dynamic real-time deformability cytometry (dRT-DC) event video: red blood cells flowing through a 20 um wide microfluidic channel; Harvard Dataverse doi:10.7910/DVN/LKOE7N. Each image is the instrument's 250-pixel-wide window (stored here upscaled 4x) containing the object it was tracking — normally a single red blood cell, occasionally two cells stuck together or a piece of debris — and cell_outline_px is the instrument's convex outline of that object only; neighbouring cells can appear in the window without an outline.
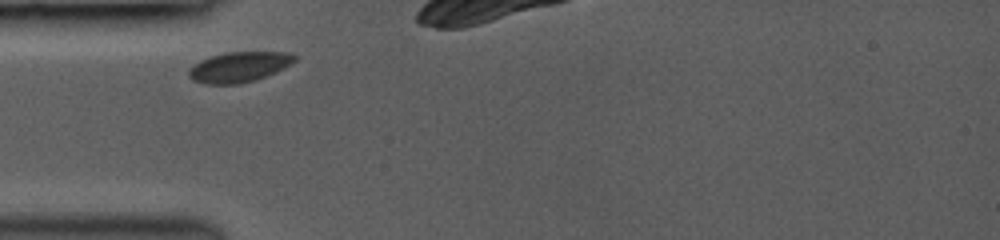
{"species": "common noctule bat (a hibernating species)", "species_latin": "Nyctalus noctula", "temperature_condition": "room temperature", "stored_images_in_passage": 7, "camera_frame_rate_fps": 3000, "um_per_image_px": 0.085, "animal": {"sex": "female", "body_mass_g": 19.0, "forearm_length_mm": 53.3}, "frame": {"image": 1, "passage_image": 1, "time_ms": 0.0, "image_size_px": [1000, 240], "cell_outline_px": [[296, 60], [284, 68], [276, 72], [256, 80], [240, 84], [204, 84], [192, 80], [188, 76], [188, 68], [200, 60], [212, 56], [228, 52], [288, 52], [296, 56]], "centroid_in_image_um": [20.3, 5.7], "position_along_channel_um": 64.7, "area_um2": 18.79}}
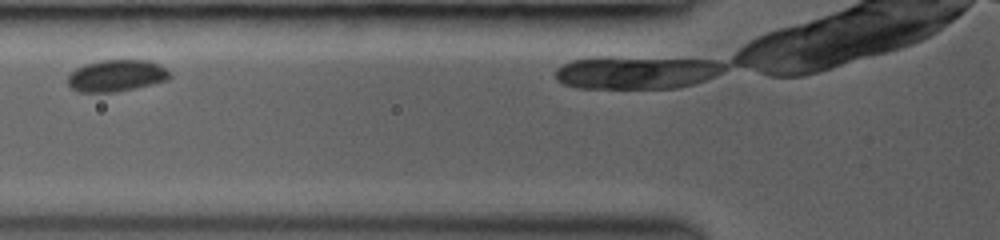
{"frame": {"image": 2, "passage_image": 3, "time_ms": 1.333, "image_size_px": [1000, 240], "cell_outline_px": [[172, 76], [168, 80], [132, 88], [112, 92], [80, 92], [72, 88], [68, 84], [68, 76], [76, 68], [84, 64], [100, 60], [148, 60], [160, 64]], "centroid_in_image_um": [9.89, 6.42], "position_along_channel_um": 115.9, "area_um2": 18.67}}